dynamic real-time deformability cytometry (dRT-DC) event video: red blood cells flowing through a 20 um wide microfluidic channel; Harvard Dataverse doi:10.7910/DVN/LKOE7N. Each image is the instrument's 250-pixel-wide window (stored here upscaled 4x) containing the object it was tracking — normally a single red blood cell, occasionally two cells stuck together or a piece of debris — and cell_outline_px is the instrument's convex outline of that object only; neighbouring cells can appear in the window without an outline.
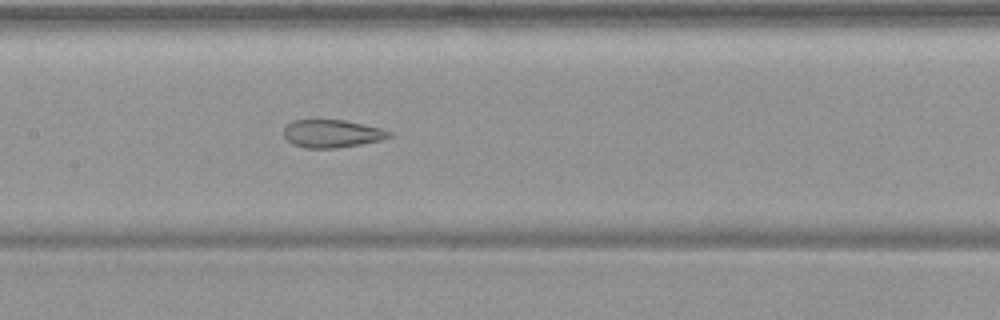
{"species": "common noctule bat (a hibernating species)", "species_latin": "Nyctalus noctula", "temperature_condition": "warm", "stored_images_in_passage": 31, "camera_frame_rate_fps": 3000, "um_per_image_px": 0.085, "animal": {"sex": "female", "body_mass_g": 19.9}, "frame": {"image": 1, "passage_image": 9, "time_ms": 2.667, "image_size_px": [1000, 320], "cell_outline_px": [[392, 136], [380, 140], [360, 144], [336, 148], [304, 148], [292, 144], [284, 136], [284, 128], [292, 120], [344, 120], [380, 128], [392, 132]], "centroid_in_image_um": [28.2, 11.36], "position_along_channel_um": 179.2, "area_um2": 16.99}}
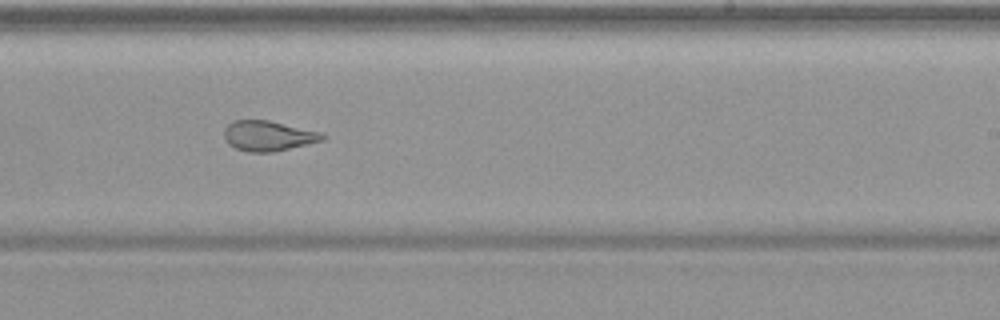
{"frame": {"image": 2, "passage_image": 16, "time_ms": 5.0, "image_size_px": [1000, 320], "cell_outline_px": [[328, 136], [324, 140], [272, 152], [248, 152], [236, 148], [228, 144], [224, 140], [224, 128], [232, 120], [268, 120], [320, 132]], "centroid_in_image_um": [22.77, 11.54], "position_along_channel_um": 266.2, "area_um2": 17.28}}
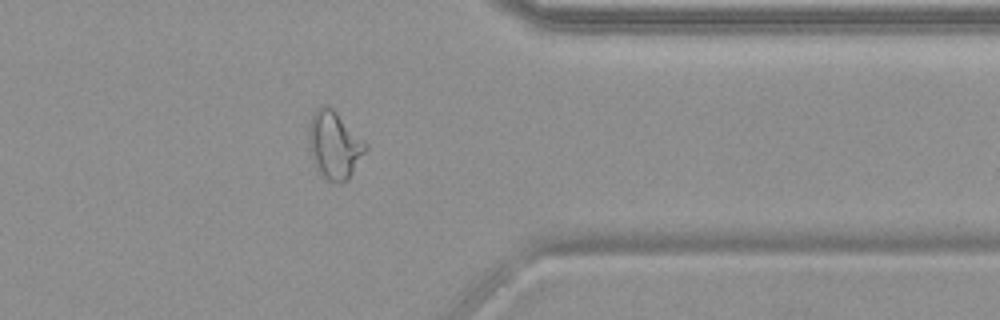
{"frame": {"image": 3, "passage_image": 26, "time_ms": 8.333, "image_size_px": [1000, 320], "cell_outline_px": [[368, 148], [348, 180], [340, 184], [328, 180], [316, 168], [308, 148], [308, 124], [312, 112], [316, 108], [324, 104], [328, 104], [368, 144]], "centroid_in_image_um": [28.4, 12.3], "position_along_channel_um": 383.0, "area_um2": 22.66}}